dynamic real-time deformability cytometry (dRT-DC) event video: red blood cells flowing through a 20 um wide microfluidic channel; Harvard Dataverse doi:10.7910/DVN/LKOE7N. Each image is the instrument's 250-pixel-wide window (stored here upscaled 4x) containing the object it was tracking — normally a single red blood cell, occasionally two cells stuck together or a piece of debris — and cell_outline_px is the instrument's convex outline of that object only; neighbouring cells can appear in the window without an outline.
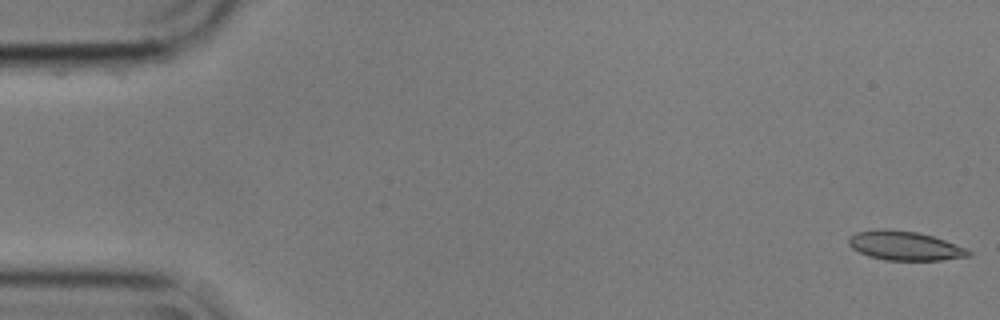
{"species": "common noctule bat (a hibernating species)", "species_latin": "Nyctalus noctula", "temperature_condition": "cold", "stored_images_in_passage": 10, "camera_frame_rate_fps": 3000, "um_per_image_px": 0.085, "animal": {"sex": "male", "body_mass_g": 17.9}, "frame": {"image": 1, "passage_image": 1, "time_ms": 0.0, "image_size_px": [1000, 320], "cell_outline_px": [[972, 256], [940, 260], [884, 260], [868, 256], [852, 248], [848, 244], [848, 240], [856, 232], [880, 228], [884, 228], [920, 232], [968, 248], [972, 252]], "centroid_in_image_um": [76.93, 20.88], "position_along_channel_um": 8.1, "area_um2": 20.52}}